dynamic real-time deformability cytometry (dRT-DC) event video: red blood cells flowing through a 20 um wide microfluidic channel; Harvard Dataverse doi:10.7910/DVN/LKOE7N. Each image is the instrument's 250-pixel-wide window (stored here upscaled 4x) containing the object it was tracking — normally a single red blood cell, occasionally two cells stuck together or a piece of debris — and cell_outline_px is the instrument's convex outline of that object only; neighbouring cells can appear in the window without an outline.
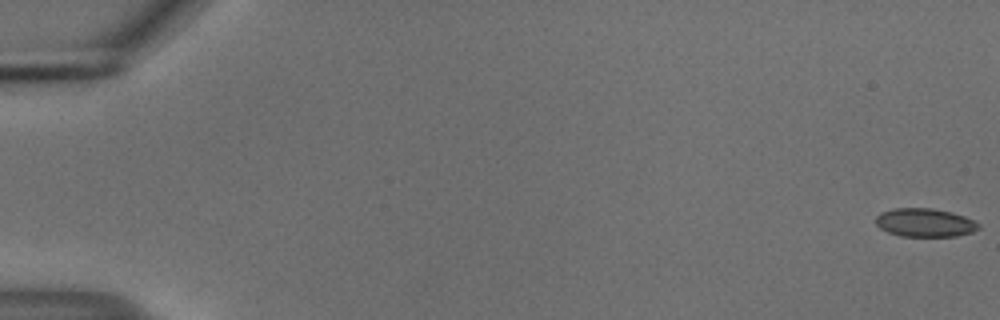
{"species": "common noctule bat (a hibernating species)", "species_latin": "Nyctalus noctula", "temperature_condition": "cold", "stored_images_in_passage": 56, "camera_frame_rate_fps": 3000, "um_per_image_px": 0.085, "animal": {"sex": "male", "body_mass_g": 18.8}, "frame": {"image": 1, "passage_image": 1, "time_ms": 0.0, "image_size_px": [1000, 320], "cell_outline_px": [[980, 228], [972, 232], [956, 236], [900, 236], [888, 232], [880, 228], [876, 224], [876, 216], [880, 212], [892, 208], [932, 208], [952, 212], [964, 216], [980, 224]], "centroid_in_image_um": [78.6, 18.91], "position_along_channel_um": 6.4, "area_um2": 17.11}}
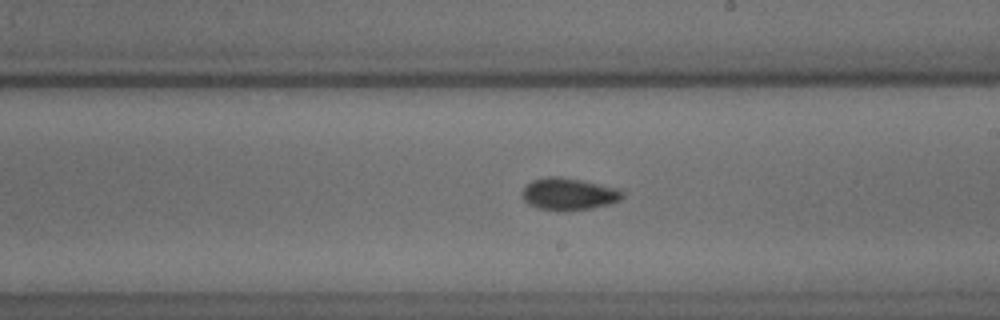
{"frame": {"image": 2, "passage_image": 33, "time_ms": 10.667, "image_size_px": [1000, 320], "cell_outline_px": [[624, 196], [620, 200], [608, 204], [592, 208], [536, 208], [528, 204], [520, 196], [520, 192], [532, 180], [548, 176], [560, 176], [620, 188], [624, 192]], "centroid_in_image_um": [48.34, 16.44], "position_along_channel_um": 240.7, "area_um2": 18.32}}
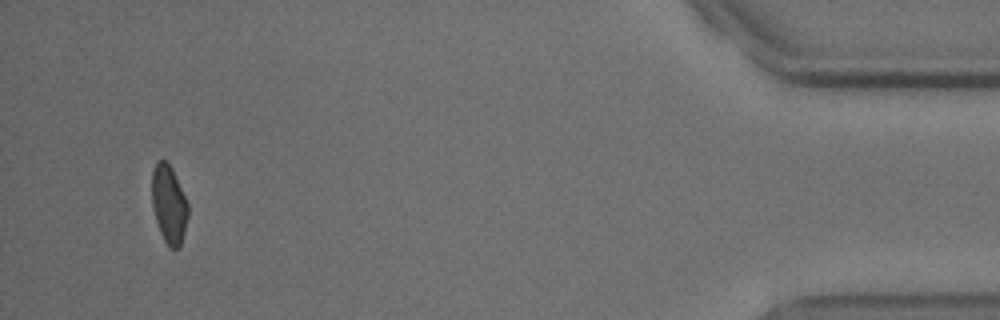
{"frame": {"image": 3, "passage_image": 53, "time_ms": 17.333, "image_size_px": [1000, 320], "cell_outline_px": [[188, 216], [180, 248], [172, 248], [164, 240], [160, 232], [152, 208], [152, 172], [156, 160], [164, 160], [172, 168], [188, 204]], "centroid_in_image_um": [14.35, 17.35], "position_along_channel_um": 420.9, "area_um2": 16.36}}